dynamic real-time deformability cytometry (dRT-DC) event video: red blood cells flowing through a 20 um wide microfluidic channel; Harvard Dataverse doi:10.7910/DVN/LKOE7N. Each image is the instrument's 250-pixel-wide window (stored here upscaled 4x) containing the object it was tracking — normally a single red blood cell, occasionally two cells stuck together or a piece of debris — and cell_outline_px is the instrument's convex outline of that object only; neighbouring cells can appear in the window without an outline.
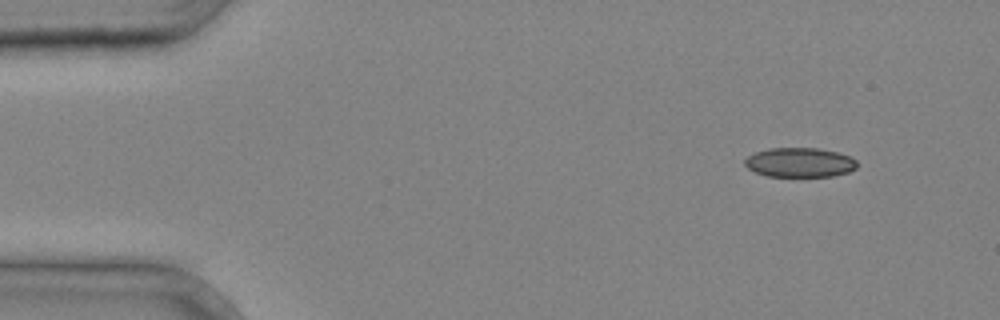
{"species": "common noctule bat (a hibernating species)", "species_latin": "Nyctalus noctula", "temperature_condition": "cold", "stored_images_in_passage": 2, "camera_frame_rate_fps": 3000, "um_per_image_px": 0.085, "animal": {"sex": "male", "body_mass_g": 20.4}, "frame": {"image": 1, "passage_image": 1, "time_ms": 0.0, "image_size_px": [1000, 320], "cell_outline_px": [[856, 168], [848, 172], [832, 176], [768, 176], [756, 172], [748, 168], [744, 164], [744, 160], [748, 156], [756, 152], [768, 148], [816, 148], [836, 152], [852, 156], [856, 160]], "centroid_in_image_um": [67.98, 13.8], "position_along_channel_um": 17.0, "area_um2": 19.19}}